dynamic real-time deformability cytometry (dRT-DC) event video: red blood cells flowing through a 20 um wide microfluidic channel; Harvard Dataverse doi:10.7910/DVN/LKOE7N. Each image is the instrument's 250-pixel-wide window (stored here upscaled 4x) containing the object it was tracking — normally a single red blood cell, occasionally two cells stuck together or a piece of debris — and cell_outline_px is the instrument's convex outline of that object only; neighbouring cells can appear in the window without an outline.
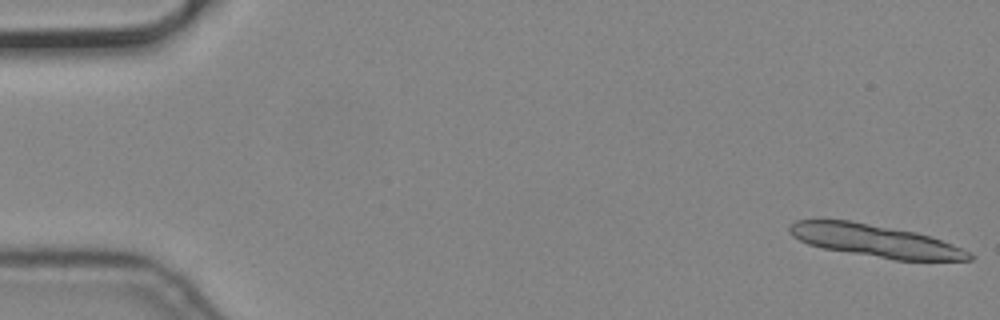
{"species": "common noctule bat (a hibernating species)", "species_latin": "Nyctalus noctula", "temperature_condition": "cold", "stored_images_in_passage": 13, "camera_frame_rate_fps": 3000, "um_per_image_px": 0.085, "animal": {"sex": "male", "body_mass_g": 19.2, "forearm_length_mm": 51.8}, "frame": {"image": 1, "passage_image": 1, "time_ms": 0.0, "image_size_px": [1000, 320], "cell_outline_px": [[976, 256], [972, 260], [896, 260], [824, 248], [808, 244], [792, 236], [788, 232], [788, 228], [796, 220], [848, 220], [916, 232], [932, 236], [972, 252]], "centroid_in_image_um": [74.46, 20.47], "position_along_channel_um": 10.5, "area_um2": 33.76}}